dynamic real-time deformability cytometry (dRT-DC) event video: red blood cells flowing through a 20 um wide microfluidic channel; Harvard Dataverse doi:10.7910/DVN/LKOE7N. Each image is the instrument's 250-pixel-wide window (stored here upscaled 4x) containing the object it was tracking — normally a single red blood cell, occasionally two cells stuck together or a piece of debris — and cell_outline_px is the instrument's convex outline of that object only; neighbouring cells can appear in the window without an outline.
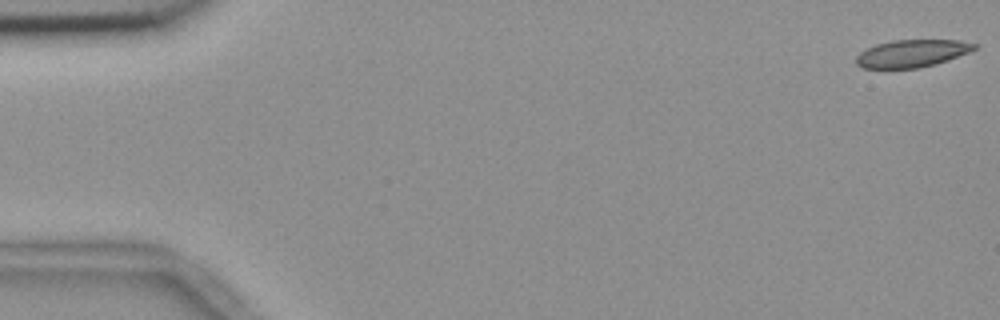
{"species": "common noctule bat (a hibernating species)", "species_latin": "Nyctalus noctula", "temperature_condition": "room temperature", "stored_images_in_passage": 48, "camera_frame_rate_fps": 3000, "um_per_image_px": 0.085, "animal": {"sex": "female", "body_mass_g": 18.4}, "frame": {"image": 1, "passage_image": 1, "time_ms": 0.0, "image_size_px": [1000, 320], "cell_outline_px": [[976, 48], [968, 52], [948, 60], [936, 64], [920, 68], [864, 68], [856, 64], [856, 56], [860, 52], [876, 44], [892, 40], [960, 40], [976, 44]], "centroid_in_image_um": [77.5, 4.54], "position_along_channel_um": 7.5, "area_um2": 18.84}}
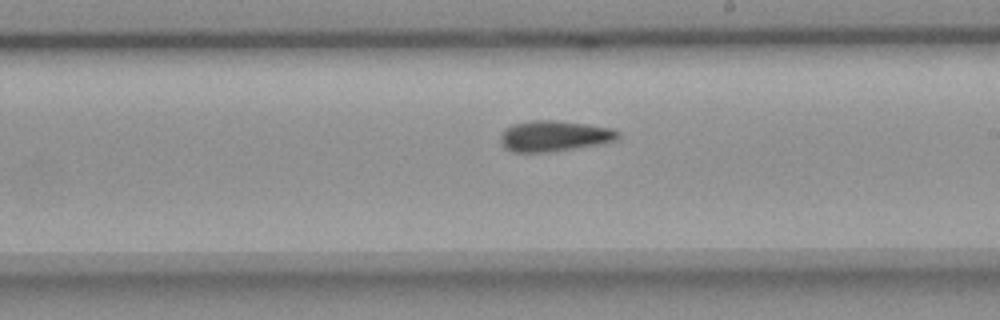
{"frame": {"image": 2, "passage_image": 32, "time_ms": 10.333, "image_size_px": [1000, 320], "cell_outline_px": [[620, 136], [616, 140], [604, 144], [548, 152], [512, 152], [504, 148], [500, 144], [500, 136], [512, 124], [532, 120], [556, 120], [588, 124], [612, 128], [620, 132]], "centroid_in_image_um": [47.14, 11.56], "position_along_channel_um": 241.9, "area_um2": 21.33}}
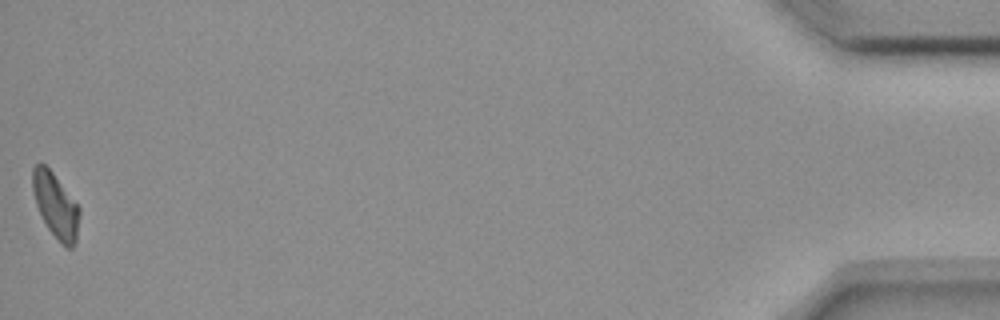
{"frame": {"image": 3, "passage_image": 48, "time_ms": 15.667, "image_size_px": [1000, 320], "cell_outline_px": [[80, 216], [76, 240], [72, 248], [68, 248], [60, 244], [48, 228], [36, 204], [32, 188], [32, 168], [36, 164], [44, 164], [52, 172], [80, 208]], "centroid_in_image_um": [4.74, 17.49], "position_along_channel_um": 430.5, "area_um2": 17.46}, "authors_computed_cell_mechanics": {"area_um2": 20.4034, "velocity_mm_per_s": 3.6656, "shape_relaxation_time_tau1_ms": null, "shape_relaxation_time_tau2_ms": 5.7684, "deformation_change_tau1": null, "deformation_change_tau2": 0.1161}}